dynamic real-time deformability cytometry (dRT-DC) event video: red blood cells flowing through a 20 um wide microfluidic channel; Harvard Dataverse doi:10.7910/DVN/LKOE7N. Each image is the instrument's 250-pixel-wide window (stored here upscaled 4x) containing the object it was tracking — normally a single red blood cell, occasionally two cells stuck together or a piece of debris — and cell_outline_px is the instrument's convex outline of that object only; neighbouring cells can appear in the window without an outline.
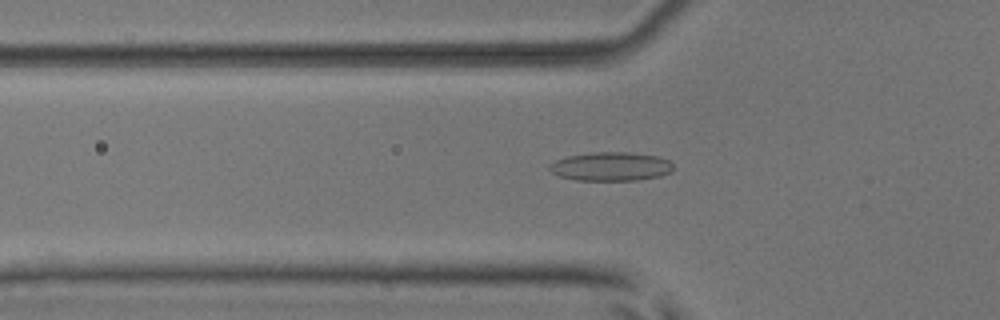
{"species": "common noctule bat (a hibernating species)", "species_latin": "Nyctalus noctula", "temperature_condition": "room temperature", "stored_images_in_passage": 51, "camera_frame_rate_fps": 3000, "um_per_image_px": 0.085, "animal": {"sex": "male", "body_mass_g": 17.9, "forearm_length_mm": 54.2}, "frame": {"image": 1, "passage_image": 16, "time_ms": 5.0, "image_size_px": [1000, 320], "cell_outline_px": [[672, 172], [660, 176], [636, 180], [576, 180], [560, 176], [552, 172], [548, 168], [548, 164], [556, 160], [568, 156], [592, 152], [628, 152], [660, 156], [668, 160], [672, 164]], "centroid_in_image_um": [51.93, 14.14], "position_along_channel_um": 73.9, "area_um2": 20.81}}
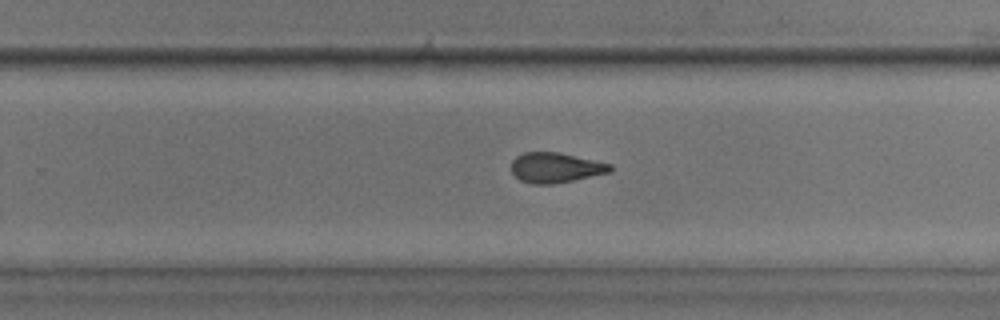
{"frame": {"image": 2, "passage_image": 32, "time_ms": 10.333, "image_size_px": [1000, 320], "cell_outline_px": [[612, 168], [608, 172], [572, 180], [552, 184], [532, 184], [520, 180], [512, 172], [512, 160], [516, 156], [524, 152], [560, 152], [612, 164]], "centroid_in_image_um": [47.19, 14.23], "position_along_channel_um": 282.6, "area_um2": 17.17}}
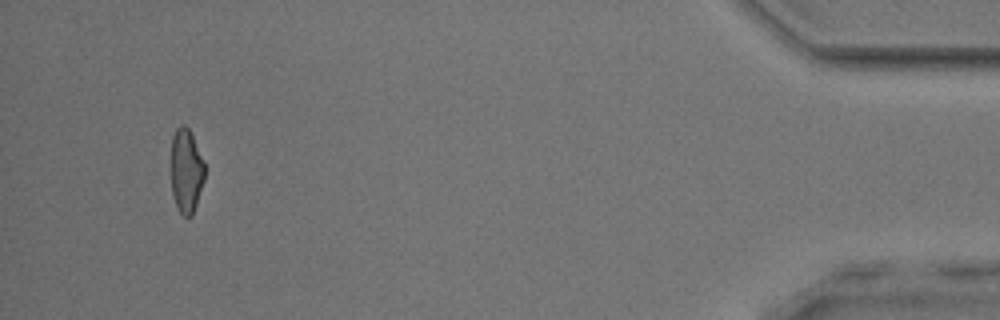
{"frame": {"image": 3, "passage_image": 48, "time_ms": 15.667, "image_size_px": [1000, 320], "cell_outline_px": [[204, 180], [192, 216], [184, 216], [176, 208], [172, 192], [172, 136], [176, 128], [180, 124], [184, 124], [188, 128], [192, 136], [204, 164]], "centroid_in_image_um": [15.81, 14.53], "position_along_channel_um": 419.4, "area_um2": 16.18}, "authors_computed_cell_mechanics": {"area_um2": 17.918, "velocity_mm_per_s": 3.9165, "shape_relaxation_time_tau1_ms": 5.1977, "shape_relaxation_time_tau2_ms": 2.9288, "deformation_change_tau1": 0.1712, "deformation_change_tau2": 0.1126}}